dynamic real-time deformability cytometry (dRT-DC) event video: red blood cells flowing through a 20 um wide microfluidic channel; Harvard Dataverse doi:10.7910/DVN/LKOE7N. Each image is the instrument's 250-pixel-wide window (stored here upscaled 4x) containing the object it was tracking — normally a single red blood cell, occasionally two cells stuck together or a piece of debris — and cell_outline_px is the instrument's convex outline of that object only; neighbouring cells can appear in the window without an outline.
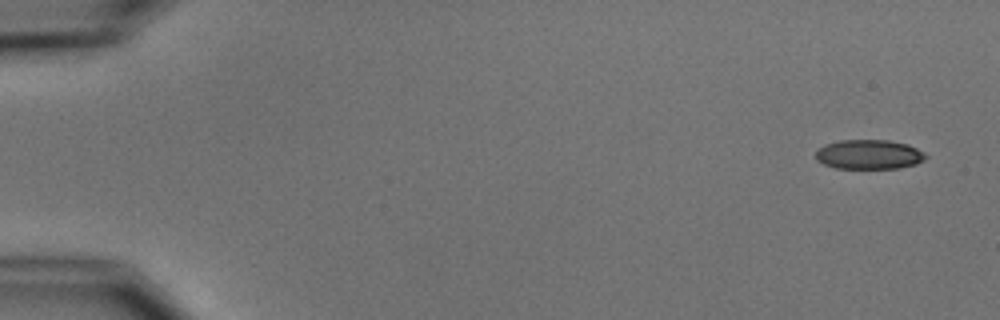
{"species": "common noctule bat (a hibernating species)", "species_latin": "Nyctalus noctula", "temperature_condition": "cold", "stored_images_in_passage": 4, "camera_frame_rate_fps": 3000, "um_per_image_px": 0.085, "animal": {"sex": "male", "body_mass_g": 15.6}, "frame": {"image": 1, "passage_image": 1, "time_ms": 0.0, "image_size_px": [1000, 320], "cell_outline_px": [[928, 156], [924, 160], [916, 164], [900, 168], [836, 168], [824, 164], [816, 160], [816, 152], [824, 144], [840, 140], [888, 140], [908, 144], [924, 152]], "centroid_in_image_um": [73.88, 13.12], "position_along_channel_um": 11.1, "area_um2": 18.96}}
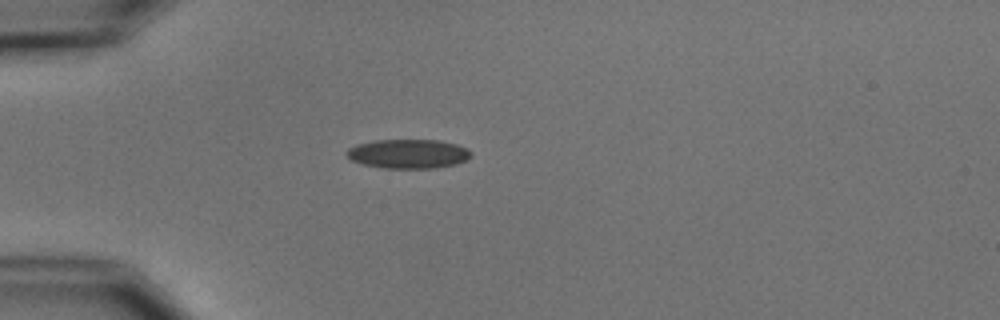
{"frame": {"image": 2, "passage_image": 4, "time_ms": 4.333, "image_size_px": [1000, 320], "cell_outline_px": [[472, 156], [456, 164], [436, 168], [384, 168], [364, 164], [352, 160], [344, 152], [348, 148], [356, 144], [372, 140], [440, 140], [456, 144], [472, 152]], "centroid_in_image_um": [34.68, 13.07], "position_along_channel_um": 50.3, "area_um2": 21.15}}